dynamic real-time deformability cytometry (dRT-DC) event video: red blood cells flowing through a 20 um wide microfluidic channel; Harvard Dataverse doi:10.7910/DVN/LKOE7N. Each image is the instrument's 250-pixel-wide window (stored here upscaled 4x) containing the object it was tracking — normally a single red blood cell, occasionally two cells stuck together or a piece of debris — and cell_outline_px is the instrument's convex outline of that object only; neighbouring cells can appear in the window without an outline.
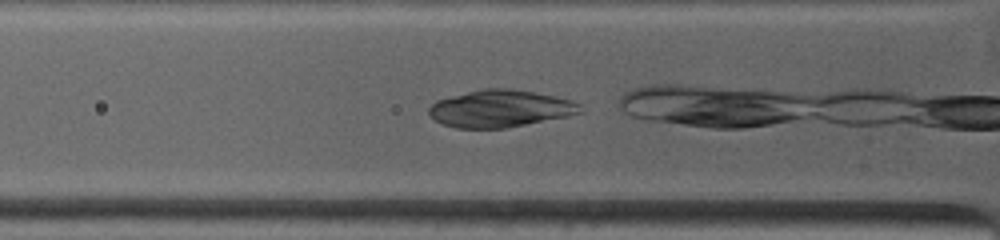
{"species": "common noctule bat (a hibernating species)", "species_latin": "Nyctalus noctula", "temperature_condition": "warm", "stored_images_in_passage": 8, "camera_frame_rate_fps": 4500, "um_per_image_px": 0.085, "animal": {"sex": "female", "body_mass_g": 19.0, "forearm_length_mm": 53.3}, "frame": {"image": 1, "passage_image": 3, "time_ms": 0.667, "image_size_px": [1000, 240], "cell_outline_px": [[584, 112], [568, 116], [504, 128], [456, 128], [444, 124], [428, 116], [428, 108], [436, 100], [484, 88], [512, 88], [556, 96], [572, 100], [580, 104]], "centroid_in_image_um": [42.54, 9.22], "position_along_channel_um": 83.3, "area_um2": 32.77}}
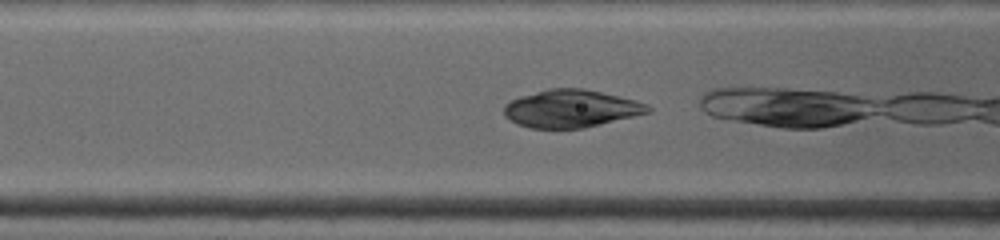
{"frame": {"image": 2, "passage_image": 6, "time_ms": 1.556, "image_size_px": [1000, 240], "cell_outline_px": [[652, 112], [584, 128], [532, 128], [516, 124], [508, 120], [504, 116], [504, 104], [520, 96], [548, 88], [584, 88], [636, 100], [648, 104], [652, 108]], "centroid_in_image_um": [48.54, 9.23], "position_along_channel_um": 118.1, "area_um2": 31.79}}